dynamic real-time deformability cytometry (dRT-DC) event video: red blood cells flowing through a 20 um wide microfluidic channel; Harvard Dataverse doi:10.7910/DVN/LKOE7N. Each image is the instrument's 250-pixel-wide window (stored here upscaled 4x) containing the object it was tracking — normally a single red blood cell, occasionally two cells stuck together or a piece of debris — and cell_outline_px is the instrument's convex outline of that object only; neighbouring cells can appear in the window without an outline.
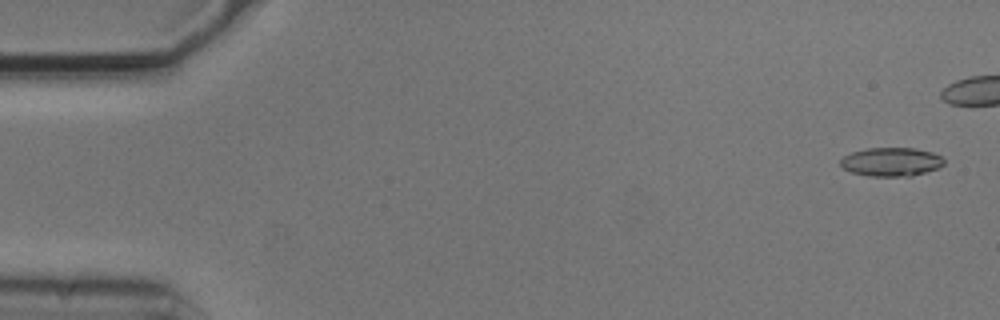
{"species": "common noctule bat (a hibernating species)", "species_latin": "Nyctalus noctula", "temperature_condition": "cold", "stored_images_in_passage": 4, "camera_frame_rate_fps": 3000, "um_per_image_px": 0.085, "animal": {"sex": "male", "body_mass_g": 20.5, "forearm_length_mm": 52.5}, "frame": {"image": 1, "passage_image": 1, "time_ms": 0.0, "image_size_px": [1000, 320], "cell_outline_px": [[944, 164], [936, 168], [912, 176], [868, 176], [852, 172], [844, 168], [840, 164], [840, 160], [844, 156], [852, 152], [868, 148], [916, 148], [932, 152], [940, 156], [944, 160]], "centroid_in_image_um": [75.75, 13.75], "position_along_channel_um": 9.3, "area_um2": 17.17}}